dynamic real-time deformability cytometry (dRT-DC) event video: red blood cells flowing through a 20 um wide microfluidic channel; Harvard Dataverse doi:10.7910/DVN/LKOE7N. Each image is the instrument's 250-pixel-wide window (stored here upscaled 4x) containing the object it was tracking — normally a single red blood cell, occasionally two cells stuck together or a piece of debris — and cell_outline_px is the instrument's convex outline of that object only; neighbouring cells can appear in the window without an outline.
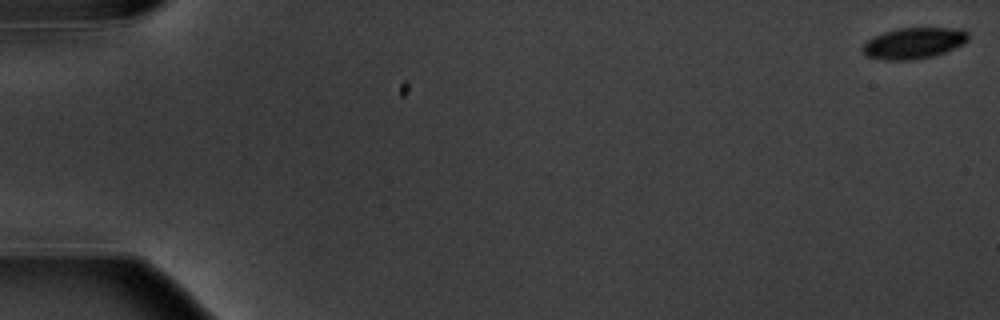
{"species": "common noctule bat (a hibernating species)", "species_latin": "Nyctalus noctula", "temperature_condition": "warm", "stored_images_in_passage": 4, "camera_frame_rate_fps": 3000, "um_per_image_px": 0.085, "animal": {"sex": "male", "body_mass_g": 20.1, "forearm_length_mm": 53.5}, "frame": {"image": 1, "passage_image": 1, "time_ms": 0.0, "image_size_px": [1000, 320], "cell_outline_px": [[968, 40], [964, 44], [944, 52], [932, 56], [912, 60], [888, 60], [864, 56], [860, 48], [868, 40], [884, 32], [896, 28], [964, 28], [968, 32]], "centroid_in_image_um": [77.67, 3.66], "position_along_channel_um": 7.3, "area_um2": 19.25}}